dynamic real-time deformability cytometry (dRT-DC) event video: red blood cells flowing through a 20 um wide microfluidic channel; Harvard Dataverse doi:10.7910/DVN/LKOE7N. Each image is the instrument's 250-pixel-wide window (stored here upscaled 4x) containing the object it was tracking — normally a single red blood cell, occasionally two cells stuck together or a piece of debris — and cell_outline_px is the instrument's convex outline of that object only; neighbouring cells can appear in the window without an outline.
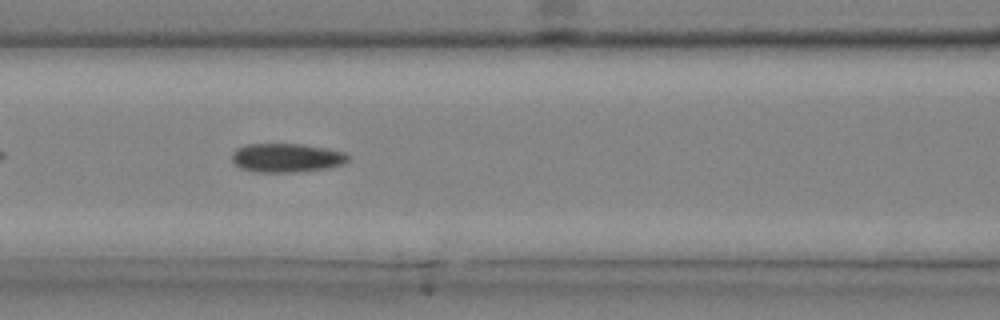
{"species": "common noctule bat (a hibernating species)", "species_latin": "Nyctalus noctula", "temperature_condition": "cold", "stored_images_in_passage": 32, "camera_frame_rate_fps": 3000, "um_per_image_px": 0.085, "animal": {"sex": "male", "body_mass_g": 20.4}, "frame": {"image": 1, "passage_image": 8, "time_ms": 2.333, "image_size_px": [1000, 320], "cell_outline_px": [[348, 160], [344, 164], [328, 168], [296, 172], [256, 172], [240, 168], [232, 164], [232, 152], [236, 148], [248, 144], [304, 144], [328, 148], [344, 152], [348, 156]], "centroid_in_image_um": [24.34, 13.41], "position_along_channel_um": 142.3, "area_um2": 19.77}}
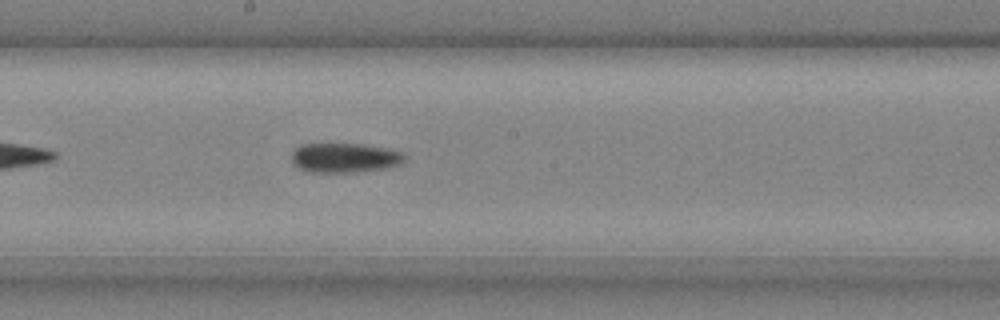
{"frame": {"image": 2, "passage_image": 13, "time_ms": 4.0, "image_size_px": [1000, 320], "cell_outline_px": [[404, 160], [400, 164], [388, 168], [352, 172], [308, 172], [292, 164], [292, 152], [300, 144], [364, 144], [388, 148], [400, 152], [404, 156]], "centroid_in_image_um": [29.28, 13.41], "position_along_channel_um": 218.9, "area_um2": 19.48}}
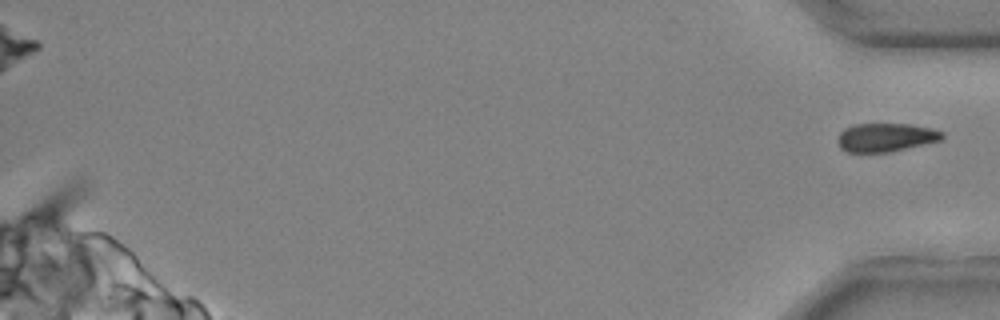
{"frame": {"image": 3, "passage_image": 32, "time_ms": 10.333, "image_size_px": [1000, 320], "cell_outline_px": [[944, 140], [888, 152], [848, 152], [840, 148], [840, 132], [844, 128], [856, 124], [908, 124], [932, 128], [944, 132]], "centroid_in_image_um": [75.36, 11.67], "position_along_channel_um": 359.8, "area_um2": 17.28}}